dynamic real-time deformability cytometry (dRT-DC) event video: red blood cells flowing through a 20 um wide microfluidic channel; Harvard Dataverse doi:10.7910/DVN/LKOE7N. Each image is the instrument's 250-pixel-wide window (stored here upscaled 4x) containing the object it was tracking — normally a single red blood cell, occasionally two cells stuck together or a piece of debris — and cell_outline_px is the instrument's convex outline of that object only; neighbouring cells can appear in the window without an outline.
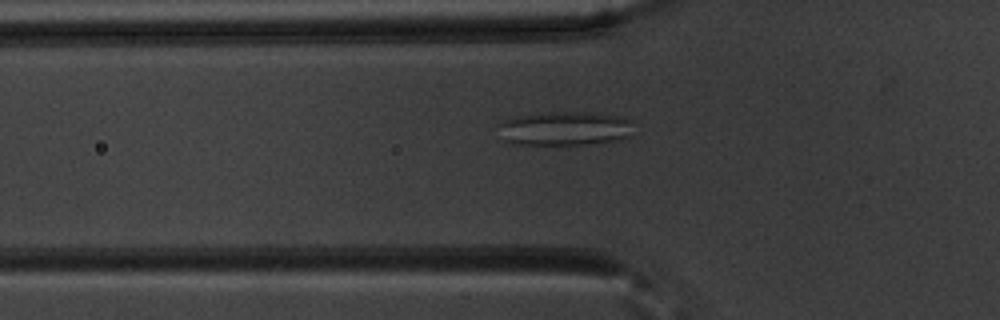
{"species": "common noctule bat (a hibernating species)", "species_latin": "Nyctalus noctula", "temperature_condition": "warm", "stored_images_in_passage": 20, "camera_frame_rate_fps": 3000, "um_per_image_px": 0.085, "animal": {"sex": "male", "body_mass_g": 20.1, "forearm_length_mm": 53.5}, "frame": {"image": 1, "passage_image": 17, "time_ms": 5.333, "image_size_px": [1000, 320], "cell_outline_px": [[632, 120], [628, 136], [620, 140], [588, 144], [512, 144], [504, 140], [496, 124], [500, 120], [536, 112], [584, 112], [624, 116]], "centroid_in_image_um": [47.95, 10.9], "position_along_channel_um": 77.9, "area_um2": 27.11}}